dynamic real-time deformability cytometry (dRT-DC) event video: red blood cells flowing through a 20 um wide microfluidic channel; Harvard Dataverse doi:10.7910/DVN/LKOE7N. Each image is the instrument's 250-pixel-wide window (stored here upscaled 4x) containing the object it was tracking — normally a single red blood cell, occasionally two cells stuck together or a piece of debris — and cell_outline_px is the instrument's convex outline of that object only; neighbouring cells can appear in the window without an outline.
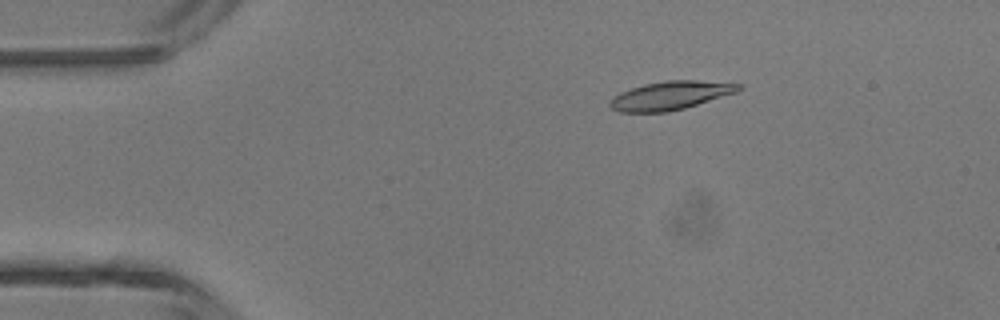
{"species": "common noctule bat (a hibernating species)", "species_latin": "Nyctalus noctula", "temperature_condition": "room temperature", "stored_images_in_passage": 6, "camera_frame_rate_fps": 3000, "um_per_image_px": 0.085, "animal": {"sex": "male", "body_mass_g": 13.3}, "frame": {"image": 1, "passage_image": 3, "time_ms": 0.667, "image_size_px": [1000, 320], "cell_outline_px": [[744, 88], [736, 92], [684, 108], [668, 112], [620, 112], [612, 108], [608, 104], [612, 96], [620, 92], [644, 84], [664, 80], [696, 80], [744, 84]], "centroid_in_image_um": [56.98, 8.11], "position_along_channel_um": 28.0, "area_um2": 21.39}}
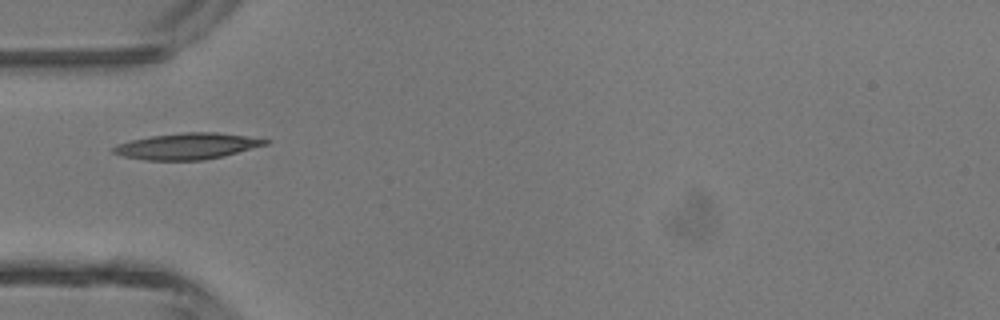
{"frame": {"image": 2, "passage_image": 5, "time_ms": 1.333, "image_size_px": [1000, 320], "cell_outline_px": [[272, 140], [268, 144], [224, 156], [204, 160], [144, 160], [124, 156], [112, 152], [112, 148], [116, 144], [132, 140], [152, 136], [184, 132], [216, 132]], "centroid_in_image_um": [15.92, 12.43], "position_along_channel_um": 69.1, "area_um2": 23.06}}
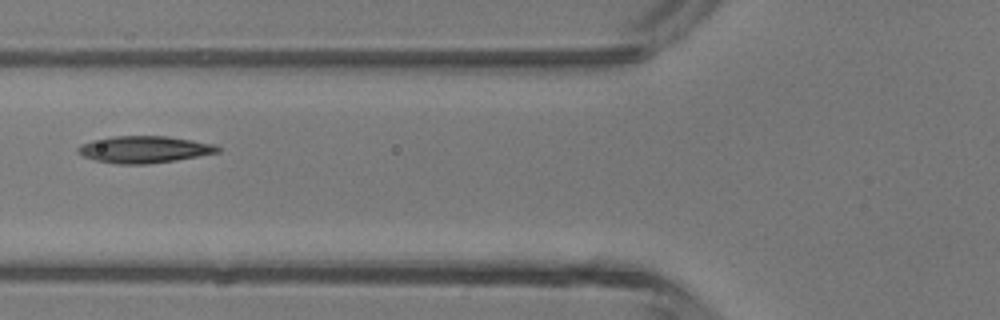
{"frame": {"image": 3, "passage_image": 6, "time_ms": 1.667, "image_size_px": [1000, 320], "cell_outline_px": [[220, 152], [176, 160], [148, 164], [116, 164], [96, 160], [84, 156], [76, 152], [76, 148], [80, 144], [92, 140], [116, 136], [168, 136], [216, 144], [220, 148]], "centroid_in_image_um": [12.26, 12.7], "position_along_channel_um": 113.5, "area_um2": 21.96}}